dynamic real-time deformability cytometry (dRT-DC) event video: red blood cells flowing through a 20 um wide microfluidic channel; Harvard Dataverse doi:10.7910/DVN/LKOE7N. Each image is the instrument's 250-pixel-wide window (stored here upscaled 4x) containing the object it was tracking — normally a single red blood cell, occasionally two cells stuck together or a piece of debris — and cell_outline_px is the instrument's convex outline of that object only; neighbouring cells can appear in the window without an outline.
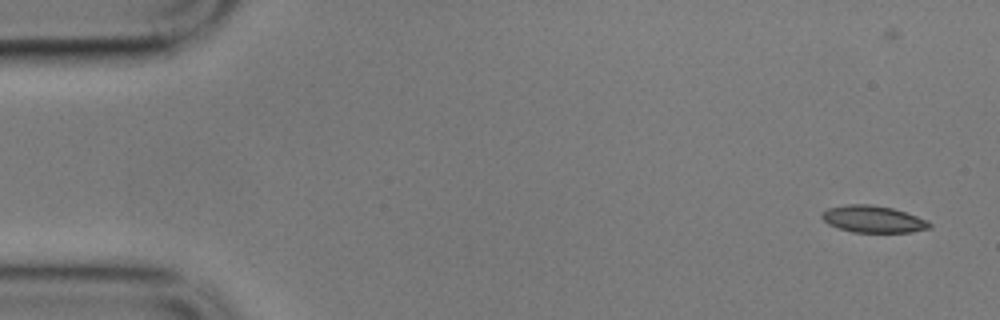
{"species": "common noctule bat (a hibernating species)", "species_latin": "Nyctalus noctula", "temperature_condition": "cold", "stored_images_in_passage": 5, "camera_frame_rate_fps": 3000, "um_per_image_px": 0.085, "animal": {"sex": "male", "body_mass_g": 17.9}, "frame": {"image": 1, "passage_image": 1, "time_ms": 0.0, "image_size_px": [1000, 320], "cell_outline_px": [[932, 228], [912, 232], [852, 232], [828, 224], [820, 216], [820, 212], [828, 208], [848, 204], [872, 204], [892, 208], [928, 220], [932, 224]], "centroid_in_image_um": [74.22, 18.62], "position_along_channel_um": 10.8, "area_um2": 16.94}}
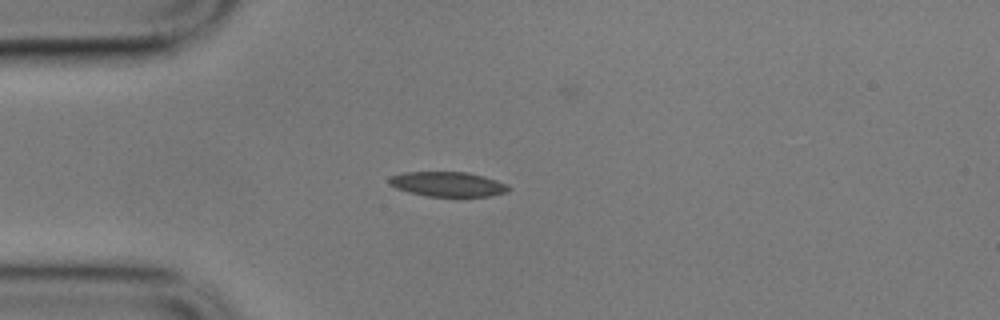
{"frame": {"image": 2, "passage_image": 4, "time_ms": 1.0, "image_size_px": [1000, 320], "cell_outline_px": [[512, 188], [508, 192], [492, 196], [428, 196], [408, 192], [396, 188], [388, 184], [388, 180], [392, 176], [404, 172], [468, 172], [484, 176], [508, 184]], "centroid_in_image_um": [38.1, 15.65], "position_along_channel_um": 46.9, "area_um2": 17.34}}